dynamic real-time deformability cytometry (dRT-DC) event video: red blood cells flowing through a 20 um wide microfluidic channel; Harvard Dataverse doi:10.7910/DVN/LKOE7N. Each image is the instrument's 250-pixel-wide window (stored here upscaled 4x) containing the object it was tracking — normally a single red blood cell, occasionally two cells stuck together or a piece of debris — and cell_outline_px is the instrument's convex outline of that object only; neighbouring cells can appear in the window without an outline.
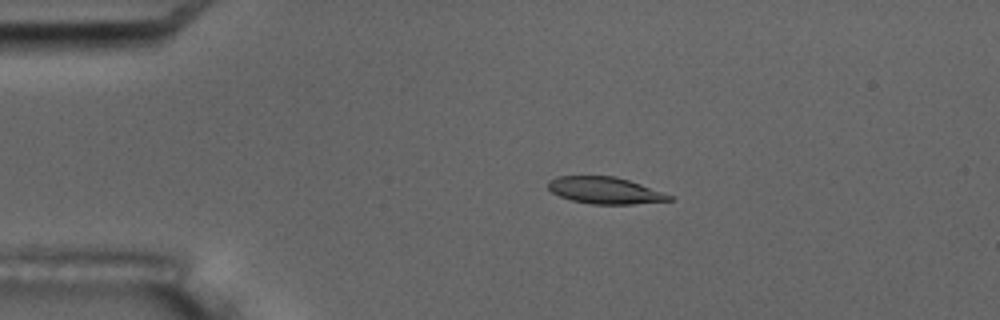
{"species": "common noctule bat (a hibernating species)", "species_latin": "Nyctalus noctula", "temperature_condition": "room temperature", "stored_images_in_passage": 7, "camera_frame_rate_fps": 3000, "um_per_image_px": 0.085, "animal": {"sex": "male", "body_mass_g": 17.5, "forearm_length_mm": 52.3}, "frame": {"image": 1, "passage_image": 4, "time_ms": 3.333, "image_size_px": [1000, 320], "cell_outline_px": [[676, 196], [672, 200], [632, 204], [592, 204], [572, 200], [560, 196], [552, 192], [548, 188], [548, 180], [556, 176], [616, 176]], "centroid_in_image_um": [51.44, 16.18], "position_along_channel_um": 33.6, "area_um2": 18.9}}